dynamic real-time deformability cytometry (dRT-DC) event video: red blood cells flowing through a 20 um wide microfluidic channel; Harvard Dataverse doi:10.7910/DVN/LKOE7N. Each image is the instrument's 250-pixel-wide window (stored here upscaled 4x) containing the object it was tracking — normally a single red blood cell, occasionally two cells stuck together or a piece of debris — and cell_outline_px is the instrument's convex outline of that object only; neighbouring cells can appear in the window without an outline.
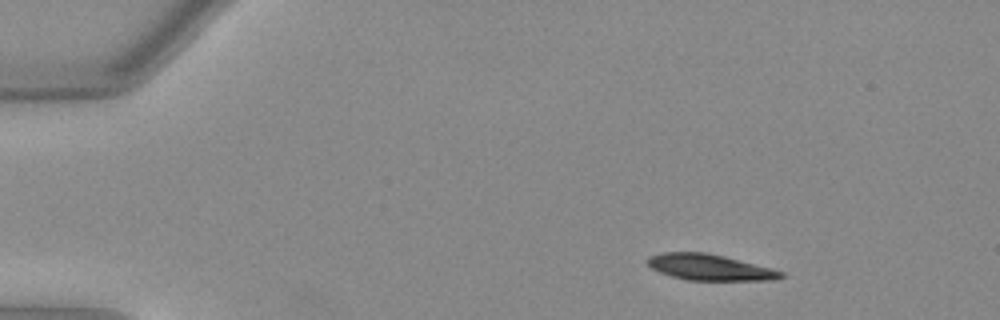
{"species": "Egyptian fruit bat (a non-hibernating species)", "species_latin": "Rousettus aegyptiacus", "temperature_condition": "warm", "stored_images_in_passage": 51, "camera_frame_rate_fps": 3000, "um_per_image_px": 0.085, "animal": {"sex": "female"}, "frame": {"image": 1, "passage_image": 7, "time_ms": 2.0, "image_size_px": [1000, 320], "cell_outline_px": [[784, 276], [772, 280], [688, 280], [672, 276], [660, 272], [652, 268], [648, 264], [648, 256], [664, 252], [704, 252], [724, 256], [784, 272]], "centroid_in_image_um": [60.29, 22.72], "position_along_channel_um": 24.7, "area_um2": 19.88}}
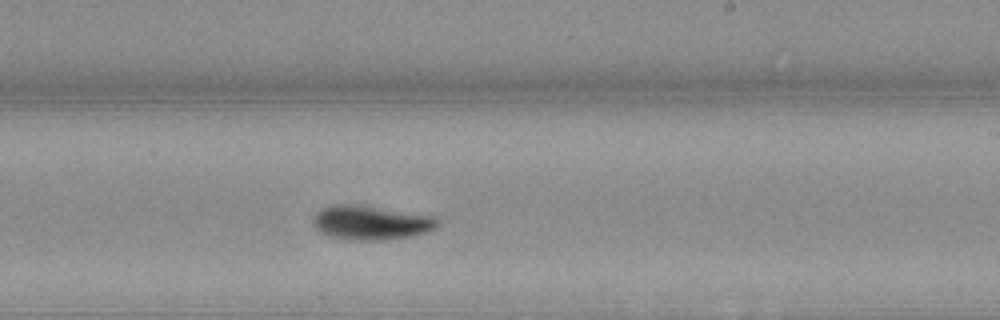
{"frame": {"image": 2, "passage_image": 31, "time_ms": 10.0, "image_size_px": [1000, 320], "cell_outline_px": [[440, 224], [436, 228], [428, 232], [412, 236], [384, 240], [348, 240], [328, 236], [320, 232], [316, 228], [312, 220], [316, 212], [320, 208], [332, 204], [364, 204], [432, 216], [440, 220]], "centroid_in_image_um": [31.52, 18.91], "position_along_channel_um": 257.5, "area_um2": 25.37}}
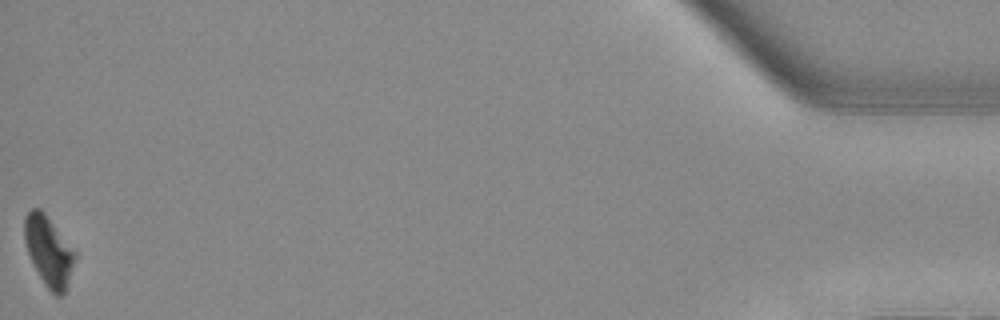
{"frame": {"image": 3, "passage_image": 51, "time_ms": 16.667, "image_size_px": [1000, 320], "cell_outline_px": [[76, 256], [64, 296], [56, 296], [44, 284], [32, 264], [24, 240], [24, 216], [32, 208], [40, 208], [44, 212], [76, 252]], "centroid_in_image_um": [4.13, 21.35], "position_along_channel_um": 431.1, "area_um2": 20.52}, "authors_computed_cell_mechanics": {"area_um2": 21.675, "velocity_mm_per_s": 3.9849, "shape_relaxation_time_tau1_ms": 2.4017, "shape_relaxation_time_tau2_ms": null, "deformation_change_tau1": 0.1532, "deformation_change_tau2": null}}